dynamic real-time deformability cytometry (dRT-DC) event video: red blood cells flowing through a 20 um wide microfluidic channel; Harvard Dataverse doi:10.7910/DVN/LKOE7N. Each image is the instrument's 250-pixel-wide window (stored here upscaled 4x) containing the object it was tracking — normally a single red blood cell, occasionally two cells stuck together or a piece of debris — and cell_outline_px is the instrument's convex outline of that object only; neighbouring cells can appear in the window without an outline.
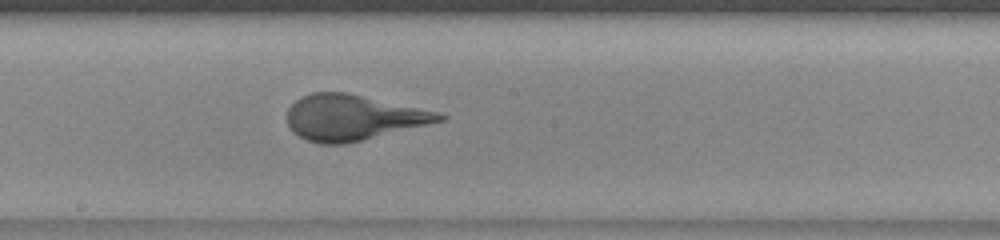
{"species": "human", "species_latin": "Homo sapiens", "temperature_condition": "warm", "stored_images_in_passage": 48, "camera_frame_rate_fps": 3000, "um_per_image_px": 0.085, "donor": {"sex": "female"}, "frame": {"image": 1, "passage_image": 26, "time_ms": 8.333, "image_size_px": [1000, 240], "cell_outline_px": [[448, 116], [444, 120], [344, 144], [320, 144], [308, 140], [292, 132], [288, 124], [288, 108], [300, 96], [312, 92], [348, 92], [440, 112]], "centroid_in_image_um": [29.98, 9.97], "position_along_channel_um": 218.2, "area_um2": 40.17}}
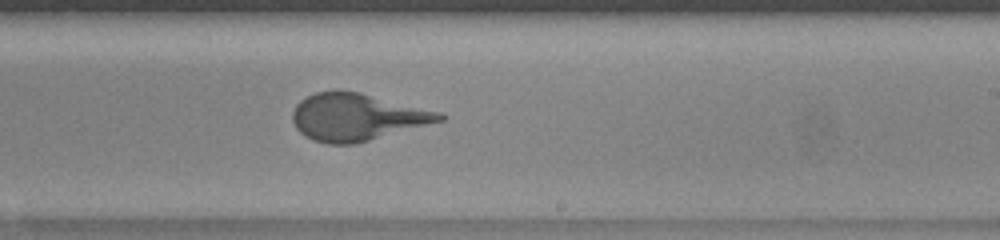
{"frame": {"image": 2, "passage_image": 29, "time_ms": 9.333, "image_size_px": [1000, 240], "cell_outline_px": [[448, 116], [444, 120], [356, 144], [328, 144], [312, 140], [304, 136], [296, 128], [292, 120], [292, 112], [296, 104], [300, 100], [316, 92], [360, 92], [440, 112]], "centroid_in_image_um": [30.33, 9.97], "position_along_channel_um": 258.7, "area_um2": 40.11}}
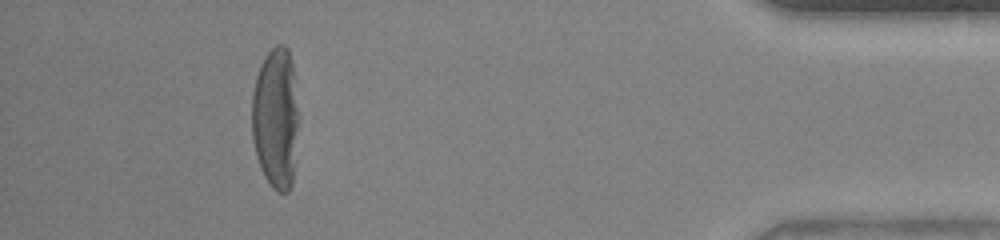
{"frame": {"image": 3, "passage_image": 44, "time_ms": 14.333, "image_size_px": [1000, 240], "cell_outline_px": [[300, 116], [292, 184], [288, 192], [276, 192], [272, 188], [264, 176], [260, 168], [256, 156], [252, 140], [252, 92], [256, 76], [260, 64], [264, 56], [276, 44], [284, 44], [288, 48], [292, 64]], "centroid_in_image_um": [23.45, 10.05], "position_along_channel_um": 411.8, "area_um2": 39.48}}